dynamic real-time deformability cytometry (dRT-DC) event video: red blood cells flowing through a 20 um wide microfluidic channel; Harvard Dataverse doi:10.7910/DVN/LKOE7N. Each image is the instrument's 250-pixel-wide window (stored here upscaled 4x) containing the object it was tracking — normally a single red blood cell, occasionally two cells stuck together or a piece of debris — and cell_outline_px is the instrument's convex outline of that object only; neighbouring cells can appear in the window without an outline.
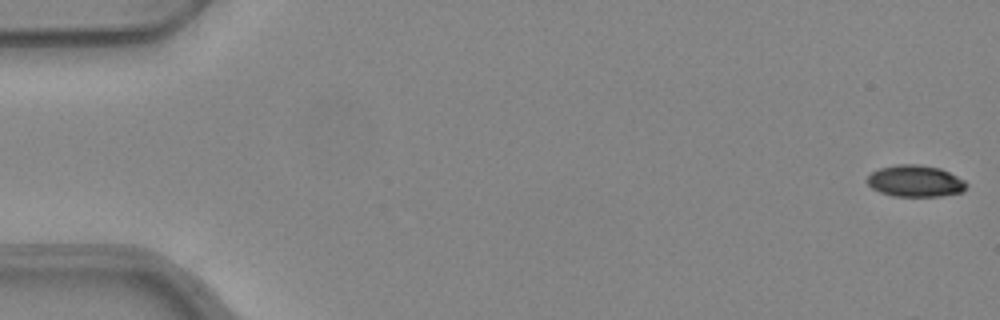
{"species": "common noctule bat (a hibernating species)", "species_latin": "Nyctalus noctula", "temperature_condition": "warm", "stored_images_in_passage": 19, "camera_frame_rate_fps": 3000, "um_per_image_px": 0.085, "animal": {"sex": "female", "body_mass_g": 24.6, "forearm_length_mm": 56.2}, "frame": {"image": 1, "passage_image": 1, "time_ms": 0.0, "image_size_px": [1000, 320], "cell_outline_px": [[968, 184], [964, 192], [940, 196], [892, 196], [880, 192], [872, 188], [868, 184], [868, 176], [872, 172], [880, 168], [896, 164], [920, 164], [940, 168], [964, 180]], "centroid_in_image_um": [77.82, 15.39], "position_along_channel_um": 7.2, "area_um2": 18.32}}
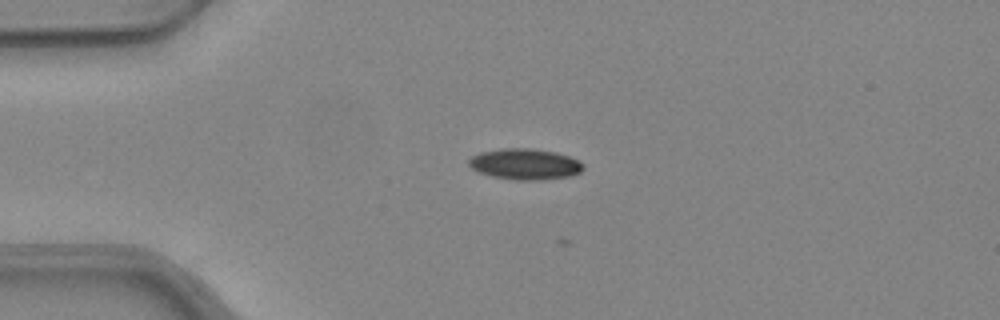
{"frame": {"image": 2, "passage_image": 13, "time_ms": 4.0, "image_size_px": [1000, 320], "cell_outline_px": [[584, 168], [580, 172], [568, 176], [540, 180], [516, 180], [492, 176], [480, 172], [472, 168], [468, 164], [468, 160], [472, 156], [480, 152], [504, 148], [528, 148], [556, 152], [580, 160], [584, 164]], "centroid_in_image_um": [44.64, 13.94], "position_along_channel_um": 40.4, "area_um2": 20.58}}
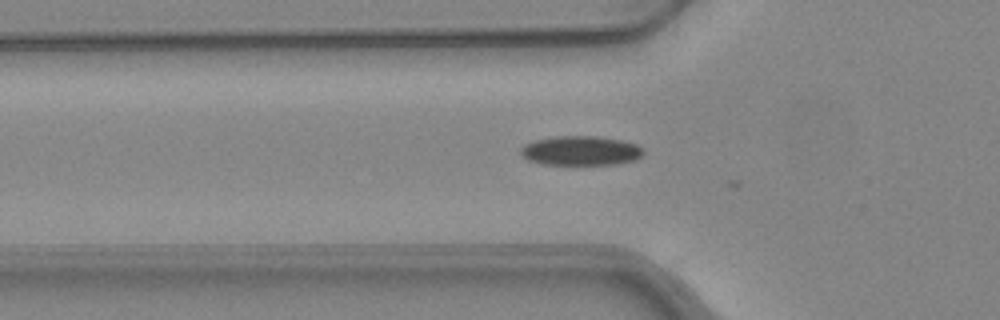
{"frame": {"image": 3, "passage_image": 18, "time_ms": 5.667, "image_size_px": [1000, 320], "cell_outline_px": [[644, 152], [636, 160], [616, 164], [540, 164], [528, 160], [520, 152], [520, 148], [524, 144], [536, 140], [556, 136], [596, 136], [620, 140], [636, 144], [644, 148]], "centroid_in_image_um": [49.37, 12.81], "position_along_channel_um": 76.4, "area_um2": 20.98}}